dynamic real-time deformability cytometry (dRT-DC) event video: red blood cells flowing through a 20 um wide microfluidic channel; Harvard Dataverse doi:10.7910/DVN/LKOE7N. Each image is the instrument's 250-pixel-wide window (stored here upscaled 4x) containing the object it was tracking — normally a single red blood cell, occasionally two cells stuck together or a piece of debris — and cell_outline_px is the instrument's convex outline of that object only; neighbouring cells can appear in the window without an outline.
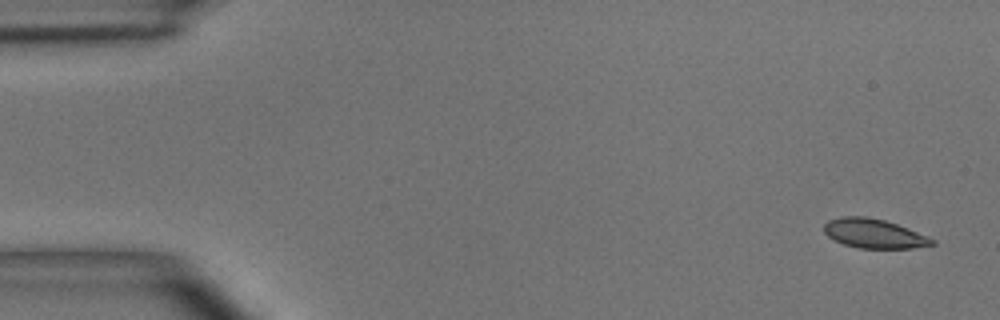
{"species": "common noctule bat (a hibernating species)", "species_latin": "Nyctalus noctula", "temperature_condition": "room temperature", "stored_images_in_passage": 5, "camera_frame_rate_fps": 3000, "um_per_image_px": 0.085, "animal": {"sex": "male", "body_mass_g": 15.6}, "frame": {"image": 1, "passage_image": 1, "time_ms": 0.0, "image_size_px": [1000, 320], "cell_outline_px": [[936, 244], [912, 248], [860, 248], [844, 244], [832, 240], [824, 232], [824, 224], [828, 220], [840, 216], [864, 216], [884, 220], [896, 224], [936, 240]], "centroid_in_image_um": [74.24, 19.85], "position_along_channel_um": 10.8, "area_um2": 18.32}}
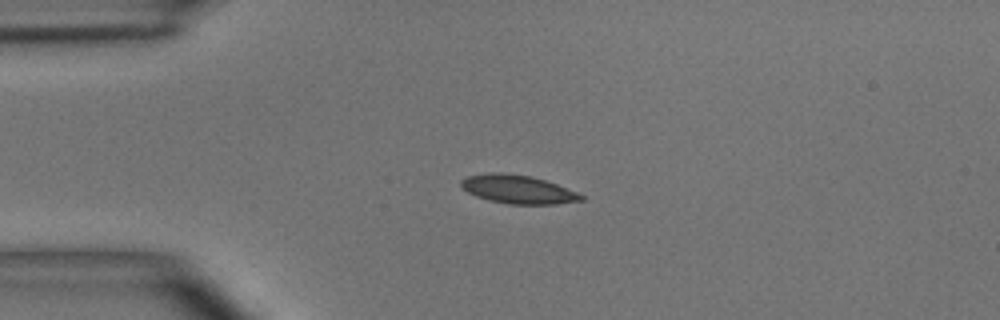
{"frame": {"image": 2, "passage_image": 4, "time_ms": 3.333, "image_size_px": [1000, 320], "cell_outline_px": [[584, 200], [556, 204], [508, 204], [488, 200], [476, 196], [468, 192], [460, 184], [460, 180], [468, 176], [492, 172], [500, 172], [528, 176], [544, 180], [556, 184], [576, 192], [584, 196]], "centroid_in_image_um": [44.01, 16.1], "position_along_channel_um": 41.0, "area_um2": 19.71}}